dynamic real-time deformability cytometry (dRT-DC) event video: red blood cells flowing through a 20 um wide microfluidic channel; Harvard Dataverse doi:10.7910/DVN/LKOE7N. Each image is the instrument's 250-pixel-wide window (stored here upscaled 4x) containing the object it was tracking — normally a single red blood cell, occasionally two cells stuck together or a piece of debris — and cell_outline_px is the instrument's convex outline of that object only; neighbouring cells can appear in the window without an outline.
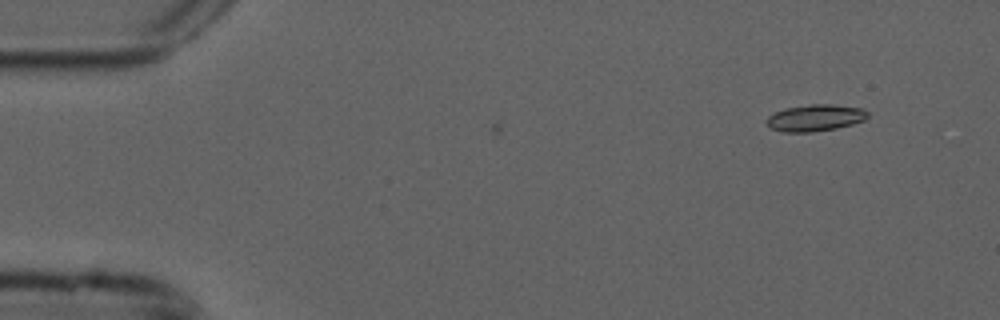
{"species": "common noctule bat (a hibernating species)", "species_latin": "Nyctalus noctula", "temperature_condition": "cold", "stored_images_in_passage": 2, "camera_frame_rate_fps": 3000, "um_per_image_px": 0.085, "animal": {"sex": "male", "forearm_length_mm": 52.5}, "frame": {"image": 1, "passage_image": 2, "time_ms": 0.333, "image_size_px": [1000, 320], "cell_outline_px": [[868, 116], [864, 120], [852, 124], [836, 128], [812, 132], [784, 132], [772, 128], [764, 120], [768, 116], [784, 108], [812, 104], [836, 104], [864, 108], [868, 112]], "centroid_in_image_um": [69.31, 10.0], "position_along_channel_um": 15.7, "area_um2": 15.78}}